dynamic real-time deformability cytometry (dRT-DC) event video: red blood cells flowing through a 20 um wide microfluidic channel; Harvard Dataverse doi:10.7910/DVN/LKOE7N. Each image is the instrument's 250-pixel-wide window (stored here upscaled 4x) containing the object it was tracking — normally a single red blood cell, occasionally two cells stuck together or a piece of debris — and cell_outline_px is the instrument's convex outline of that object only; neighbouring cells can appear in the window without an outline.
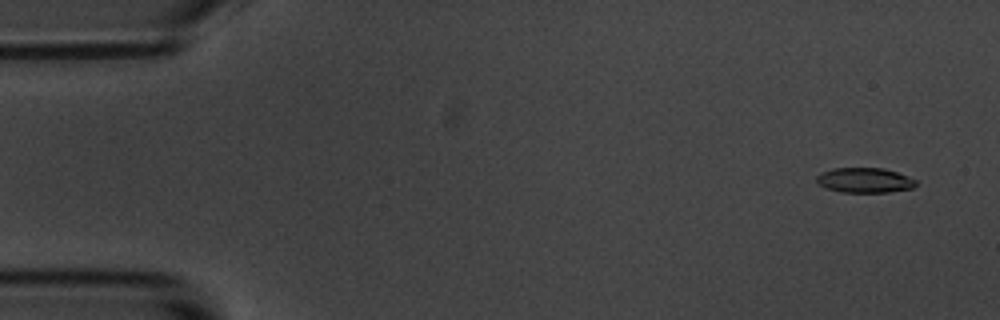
{"species": "common noctule bat (a hibernating species)", "species_latin": "Nyctalus noctula", "temperature_condition": "room temperature", "stored_images_in_passage": 4, "camera_frame_rate_fps": 3000, "um_per_image_px": 0.085, "animal": {"sex": "male", "body_mass_g": 20.1, "forearm_length_mm": 53.5}, "frame": {"image": 1, "passage_image": 1, "time_ms": 0.0, "image_size_px": [1000, 320], "cell_outline_px": [[916, 184], [912, 188], [888, 192], [840, 192], [824, 188], [816, 184], [816, 176], [820, 172], [832, 168], [884, 168], [896, 172], [916, 180]], "centroid_in_image_um": [73.41, 15.32], "position_along_channel_um": 11.6, "area_um2": 14.57}}
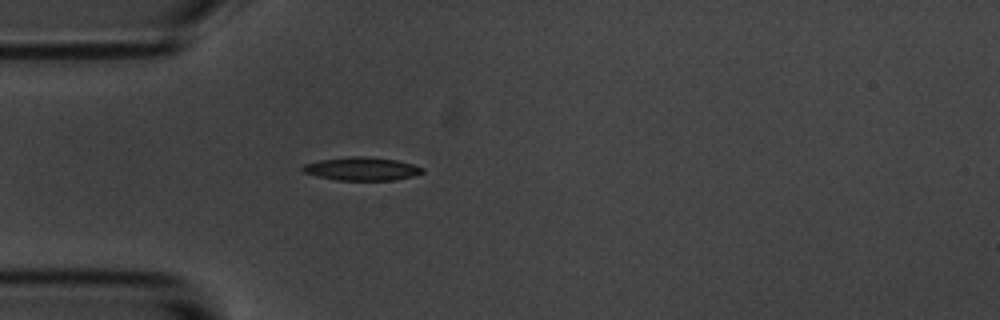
{"frame": {"image": 2, "passage_image": 4, "time_ms": 4.333, "image_size_px": [1000, 320], "cell_outline_px": [[424, 172], [416, 176], [396, 180], [336, 180], [316, 176], [304, 172], [300, 168], [304, 164], [320, 160], [352, 156], [364, 156], [396, 160], [412, 164], [424, 168]], "centroid_in_image_um": [30.77, 14.35], "position_along_channel_um": 54.2, "area_um2": 16.3}}